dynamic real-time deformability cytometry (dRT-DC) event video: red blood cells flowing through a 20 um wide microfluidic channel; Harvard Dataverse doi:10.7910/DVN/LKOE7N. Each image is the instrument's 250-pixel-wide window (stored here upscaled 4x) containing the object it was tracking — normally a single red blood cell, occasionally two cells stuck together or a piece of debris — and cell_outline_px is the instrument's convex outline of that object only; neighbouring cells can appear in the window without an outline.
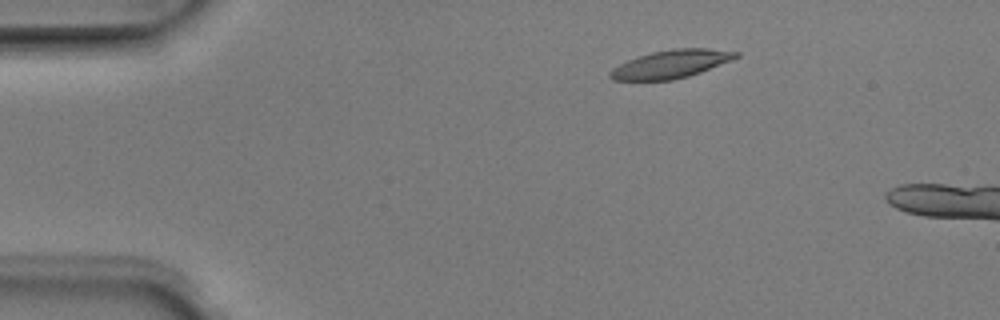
{"species": "Egyptian fruit bat (a non-hibernating species)", "species_latin": "Rousettus aegyptiacus", "temperature_condition": "room temperature", "stored_images_in_passage": 3, "camera_frame_rate_fps": 3000, "um_per_image_px": 0.085, "animal": {"sex": "male"}, "frame": {"image": 1, "passage_image": 2, "time_ms": 0.333, "image_size_px": [1000, 320], "cell_outline_px": [[740, 56], [732, 60], [700, 72], [688, 76], [672, 80], [612, 80], [608, 76], [608, 72], [612, 68], [628, 60], [652, 52], [672, 48], [708, 48], [740, 52]], "centroid_in_image_um": [57.04, 5.44], "position_along_channel_um": 28.0, "area_um2": 20.58}}